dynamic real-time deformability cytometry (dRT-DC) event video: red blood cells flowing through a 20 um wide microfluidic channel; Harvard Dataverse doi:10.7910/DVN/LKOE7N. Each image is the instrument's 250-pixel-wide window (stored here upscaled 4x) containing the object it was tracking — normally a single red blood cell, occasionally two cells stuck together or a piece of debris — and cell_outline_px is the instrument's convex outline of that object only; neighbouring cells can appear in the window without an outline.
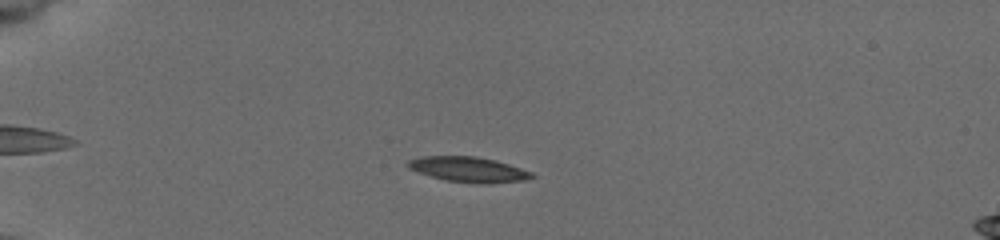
{"species": "common noctule bat (a hibernating species)", "species_latin": "Nyctalus noctula", "temperature_condition": "cold", "stored_images_in_passage": 46, "camera_frame_rate_fps": 3000, "um_per_image_px": 0.085, "animal": {"sex": "female", "body_mass_g": 19.5, "forearm_length_mm": 54.1}, "frame": {"image": 1, "passage_image": 12, "time_ms": 3.667, "image_size_px": [1000, 240], "cell_outline_px": [[536, 176], [524, 180], [488, 184], [484, 184], [444, 180], [408, 168], [404, 164], [408, 160], [424, 156], [476, 156], [496, 160], [532, 172]], "centroid_in_image_um": [39.82, 14.4], "position_along_channel_um": 45.2, "area_um2": 18.15}}
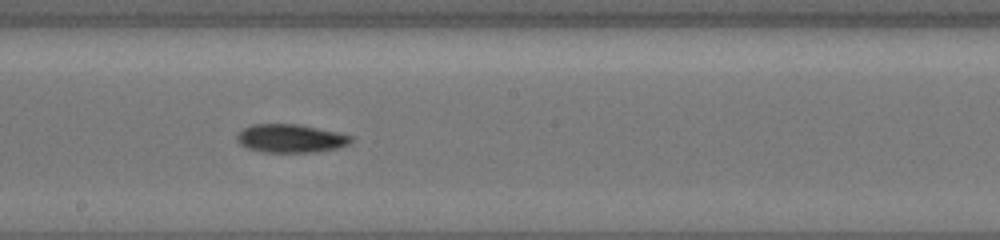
{"frame": {"image": 2, "passage_image": 29, "time_ms": 9.333, "image_size_px": [1000, 240], "cell_outline_px": [[352, 140], [348, 144], [340, 148], [316, 152], [264, 152], [248, 148], [240, 144], [236, 140], [236, 136], [244, 128], [252, 124], [296, 124], [336, 132], [352, 136]], "centroid_in_image_um": [24.7, 11.77], "position_along_channel_um": 223.5, "area_um2": 18.73}}
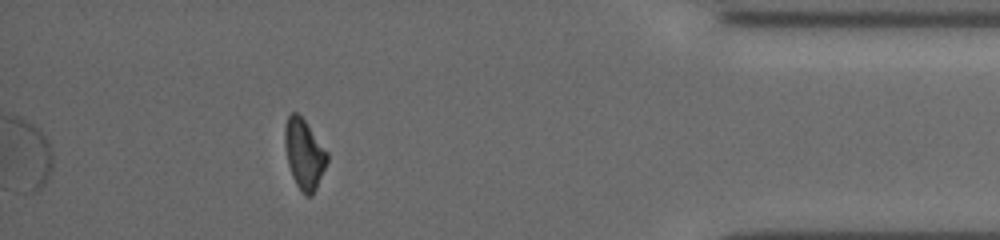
{"frame": {"image": 3, "passage_image": 46, "time_ms": 15.0, "image_size_px": [1000, 240], "cell_outline_px": [[328, 160], [316, 188], [312, 196], [304, 196], [296, 184], [292, 176], [288, 164], [284, 144], [284, 128], [288, 116], [292, 112], [296, 112], [304, 120], [328, 152]], "centroid_in_image_um": [25.84, 13.11], "position_along_channel_um": 409.4, "area_um2": 17.17}, "authors_computed_cell_mechanics": {"area_um2": 18.0914, "velocity_mm_per_s": 3.8999, "shape_relaxation_time_tau1_ms": 4.0255, "shape_relaxation_time_tau2_ms": null, "deformation_change_tau1": 0.1311, "deformation_change_tau2": null}}